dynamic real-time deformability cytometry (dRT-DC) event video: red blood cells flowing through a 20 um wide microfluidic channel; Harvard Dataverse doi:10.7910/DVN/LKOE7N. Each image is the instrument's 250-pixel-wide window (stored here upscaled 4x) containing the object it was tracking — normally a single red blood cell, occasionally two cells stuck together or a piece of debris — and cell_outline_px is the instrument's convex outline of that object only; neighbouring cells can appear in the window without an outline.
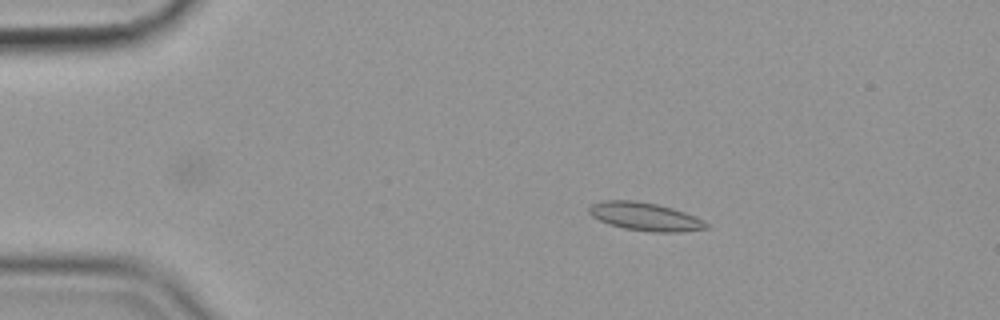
{"species": "common noctule bat (a hibernating species)", "species_latin": "Nyctalus noctula", "temperature_condition": "cold", "stored_images_in_passage": 23, "camera_frame_rate_fps": 3000, "um_per_image_px": 0.085, "animal": {"sex": "female", "body_mass_g": 19.9}, "frame": {"image": 1, "passage_image": 10, "time_ms": 3.0, "image_size_px": [1000, 320], "cell_outline_px": [[708, 228], [680, 232], [652, 232], [624, 228], [608, 224], [592, 216], [588, 212], [588, 208], [592, 204], [604, 200], [636, 200], [656, 204], [672, 208], [696, 216], [704, 220], [708, 224]], "centroid_in_image_um": [54.83, 18.41], "position_along_channel_um": 30.2, "area_um2": 19.25}}
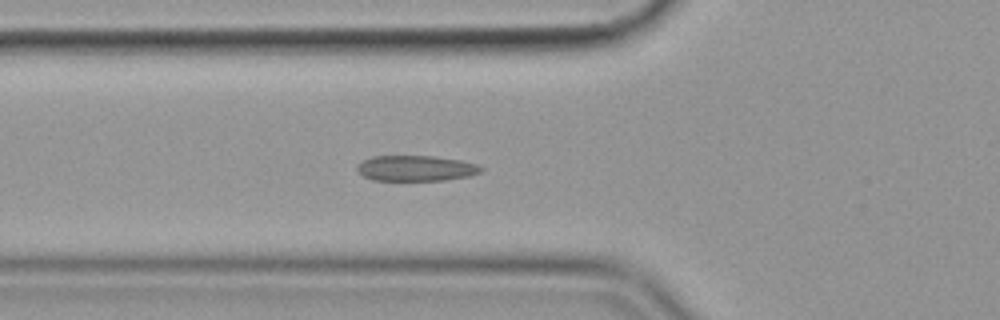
{"frame": {"image": 2, "passage_image": 20, "time_ms": 6.333, "image_size_px": [1000, 320], "cell_outline_px": [[484, 172], [468, 176], [444, 180], [372, 180], [364, 176], [356, 168], [364, 160], [372, 156], [432, 156], [460, 160], [476, 164], [484, 168]], "centroid_in_image_um": [35.39, 14.3], "position_along_channel_um": 90.4, "area_um2": 18.32}}